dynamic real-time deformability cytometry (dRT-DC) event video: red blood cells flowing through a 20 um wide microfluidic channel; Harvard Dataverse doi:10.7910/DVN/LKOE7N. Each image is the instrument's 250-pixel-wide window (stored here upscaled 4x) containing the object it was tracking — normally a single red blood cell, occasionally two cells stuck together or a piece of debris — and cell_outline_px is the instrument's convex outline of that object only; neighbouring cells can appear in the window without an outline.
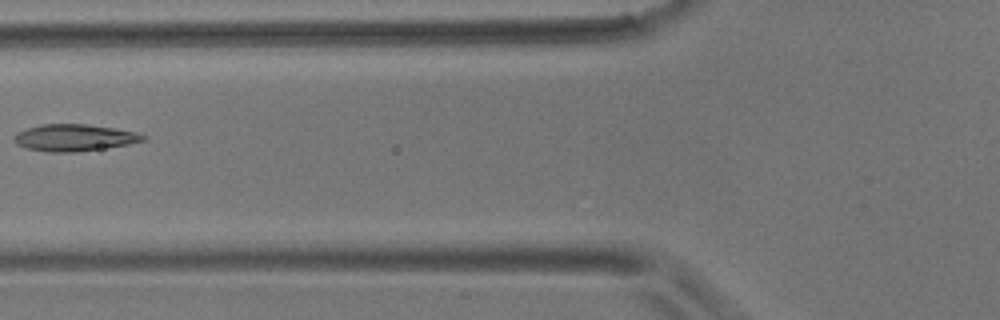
{"species": "common noctule bat (a hibernating species)", "species_latin": "Nyctalus noctula", "temperature_condition": "room temperature", "stored_images_in_passage": 4, "camera_frame_rate_fps": 3000, "um_per_image_px": 0.085, "animal": {"sex": "male", "body_mass_g": 17.9}, "frame": {"image": 1, "passage_image": 4, "time_ms": 6.667, "image_size_px": [1000, 320], "cell_outline_px": [[148, 140], [128, 144], [76, 152], [48, 152], [24, 148], [16, 144], [12, 140], [12, 136], [16, 132], [24, 128], [40, 124], [88, 124], [136, 132], [148, 136]], "centroid_in_image_um": [6.25, 11.7], "position_along_channel_um": 119.5, "area_um2": 20.46}}